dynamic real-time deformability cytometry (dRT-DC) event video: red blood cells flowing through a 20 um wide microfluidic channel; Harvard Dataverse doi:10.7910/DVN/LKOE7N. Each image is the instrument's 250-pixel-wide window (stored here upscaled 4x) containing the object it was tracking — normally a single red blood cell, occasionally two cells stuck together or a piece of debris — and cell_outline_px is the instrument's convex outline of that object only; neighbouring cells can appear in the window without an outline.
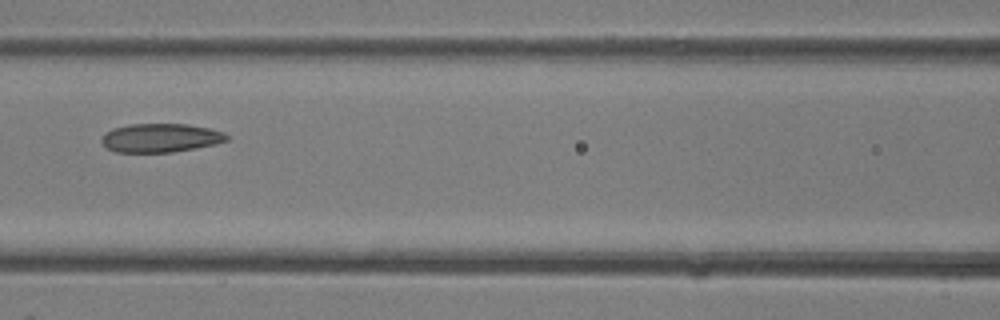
{"species": "common noctule bat (a hibernating species)", "species_latin": "Nyctalus noctula", "temperature_condition": "room temperature", "stored_images_in_passage": 6, "camera_frame_rate_fps": 3000, "um_per_image_px": 0.085, "animal": {"sex": "female"}, "frame": {"image": 1, "passage_image": 6, "time_ms": 1.667, "image_size_px": [1000, 320], "cell_outline_px": [[228, 140], [216, 144], [196, 148], [172, 152], [116, 152], [108, 148], [100, 140], [104, 132], [112, 128], [132, 124], [188, 124], [208, 128], [224, 132], [228, 136]], "centroid_in_image_um": [13.64, 11.72], "position_along_channel_um": 153.0, "area_um2": 20.98}}